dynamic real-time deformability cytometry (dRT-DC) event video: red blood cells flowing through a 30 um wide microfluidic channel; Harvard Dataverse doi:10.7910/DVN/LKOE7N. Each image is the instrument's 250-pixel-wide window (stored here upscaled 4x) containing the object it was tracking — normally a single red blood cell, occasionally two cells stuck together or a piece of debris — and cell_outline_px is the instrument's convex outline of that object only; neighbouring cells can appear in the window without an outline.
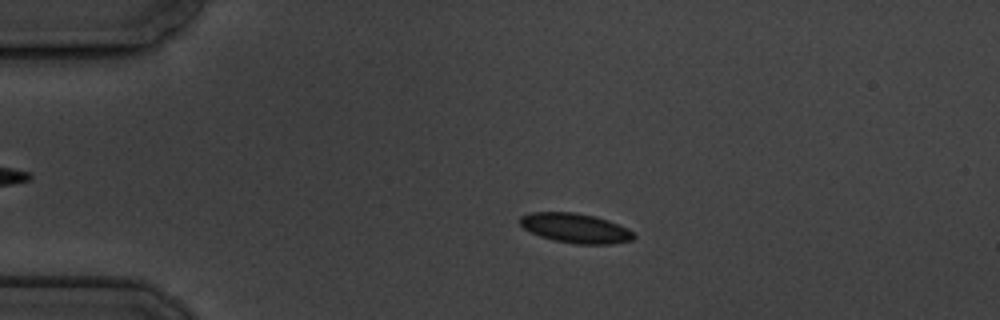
{"species": "common noctule bat (a hibernating species)", "species_latin": "Nyctalus noctula", "temperature_condition": "cold", "stored_images_in_passage": 4, "camera_frame_rate_fps": 3000, "um_per_image_px": 0.085, "animal": {"sex": "male", "body_mass_g": 19.5, "forearm_length_mm": 54.6}, "frame": {"image": 1, "passage_image": 3, "time_ms": 2.333, "image_size_px": [1000, 320], "cell_outline_px": [[636, 236], [632, 240], [612, 244], [576, 244], [552, 240], [540, 236], [524, 228], [520, 224], [520, 216], [528, 212], [572, 212], [596, 216], [608, 220], [628, 228]], "centroid_in_image_um": [48.91, 19.39], "position_along_channel_um": 36.1, "area_um2": 19.71}}